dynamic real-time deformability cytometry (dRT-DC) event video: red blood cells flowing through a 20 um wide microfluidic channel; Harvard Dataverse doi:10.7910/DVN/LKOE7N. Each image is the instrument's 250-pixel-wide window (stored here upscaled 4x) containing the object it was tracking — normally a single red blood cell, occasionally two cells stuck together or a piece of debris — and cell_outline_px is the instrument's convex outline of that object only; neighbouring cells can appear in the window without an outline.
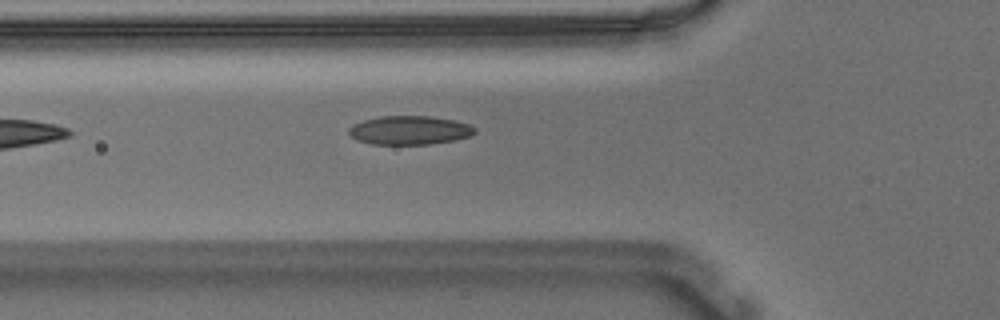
{"species": "Egyptian fruit bat (a non-hibernating species)", "species_latin": "Rousettus aegyptiacus", "temperature_condition": "warm", "stored_images_in_passage": 9, "camera_frame_rate_fps": 3000, "um_per_image_px": 0.085, "animal": {"sex": "male"}, "frame": {"image": 1, "passage_image": 2, "time_ms": 0.333, "image_size_px": [1000, 320], "cell_outline_px": [[476, 132], [468, 136], [452, 140], [428, 144], [372, 144], [356, 140], [348, 132], [348, 128], [352, 124], [364, 120], [380, 116], [428, 116], [452, 120], [468, 124], [476, 128]], "centroid_in_image_um": [34.76, 11.07], "position_along_channel_um": 91.0, "area_um2": 20.92}}